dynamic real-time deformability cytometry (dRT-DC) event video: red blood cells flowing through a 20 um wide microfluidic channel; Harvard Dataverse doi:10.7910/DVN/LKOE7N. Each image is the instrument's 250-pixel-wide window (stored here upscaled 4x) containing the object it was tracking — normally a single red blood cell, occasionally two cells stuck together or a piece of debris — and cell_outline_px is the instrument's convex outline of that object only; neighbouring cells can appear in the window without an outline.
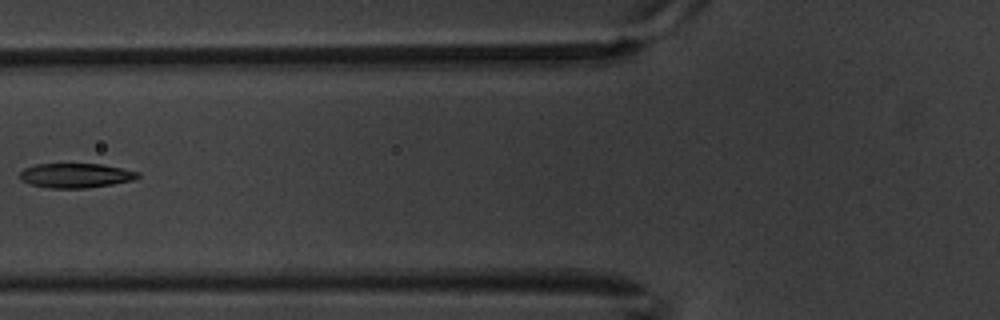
{"species": "common noctule bat (a hibernating species)", "species_latin": "Nyctalus noctula", "temperature_condition": "warm", "stored_images_in_passage": 9, "camera_frame_rate_fps": 3000, "um_per_image_px": 0.085, "animal": {"sex": "male", "body_mass_g": 20.1, "forearm_length_mm": 53.5}, "frame": {"image": 1, "passage_image": 7, "time_ms": 2.0, "image_size_px": [1000, 320], "cell_outline_px": [[140, 176], [132, 180], [112, 184], [84, 188], [48, 188], [32, 184], [20, 180], [20, 172], [24, 168], [36, 164], [100, 164], [140, 172]], "centroid_in_image_um": [6.42, 14.91], "position_along_channel_um": 119.4, "area_um2": 16.7}}
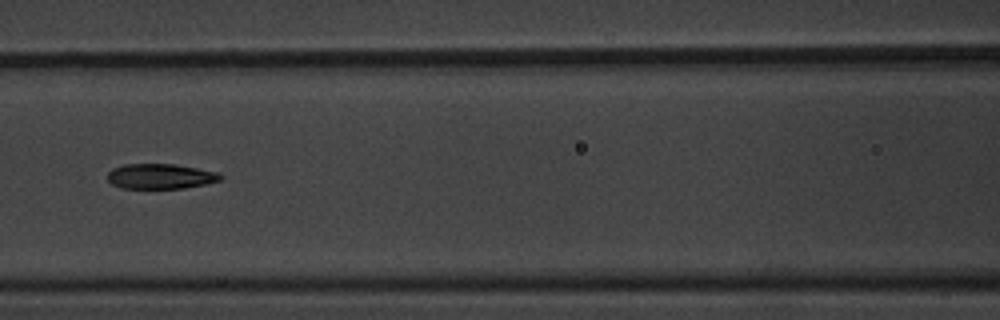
{"frame": {"image": 2, "passage_image": 8, "time_ms": 2.333, "image_size_px": [1000, 320], "cell_outline_px": [[224, 176], [220, 180], [204, 184], [184, 188], [120, 188], [112, 184], [108, 180], [108, 172], [112, 168], [124, 164], [176, 164], [220, 172]], "centroid_in_image_um": [13.65, 14.98], "position_along_channel_um": 152.9, "area_um2": 16.65}}
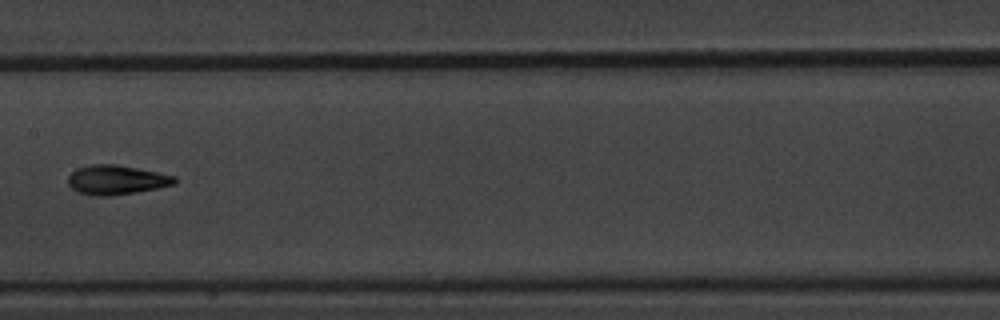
{"frame": {"image": 3, "passage_image": 9, "time_ms": 2.667, "image_size_px": [1000, 320], "cell_outline_px": [[176, 184], [136, 192], [112, 196], [96, 196], [76, 192], [68, 184], [68, 176], [76, 168], [92, 164], [116, 164], [176, 176]], "centroid_in_image_um": [9.86, 15.29], "position_along_channel_um": 197.5, "area_um2": 18.26}}